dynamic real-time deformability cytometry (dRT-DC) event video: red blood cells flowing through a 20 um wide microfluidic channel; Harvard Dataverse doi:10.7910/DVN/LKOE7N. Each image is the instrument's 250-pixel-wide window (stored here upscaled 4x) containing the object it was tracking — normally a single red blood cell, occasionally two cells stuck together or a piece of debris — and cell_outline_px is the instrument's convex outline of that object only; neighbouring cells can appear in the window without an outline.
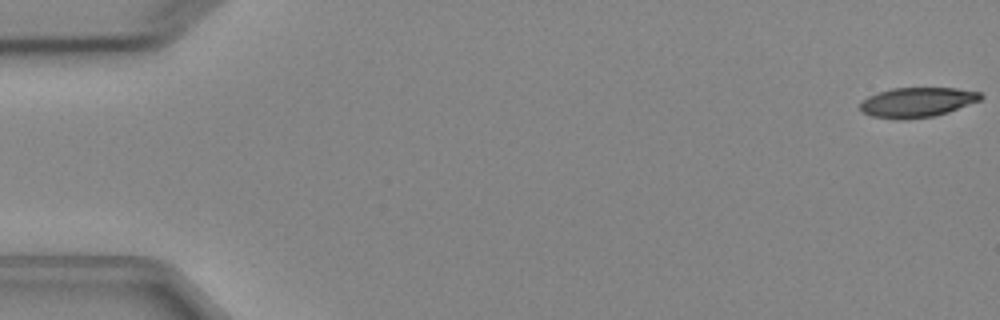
{"species": "Egyptian fruit bat (a non-hibernating species)", "species_latin": "Rousettus aegyptiacus", "temperature_condition": "cold", "stored_images_in_passage": 4, "camera_frame_rate_fps": 3000, "um_per_image_px": 0.085, "animal": {"sex": "female"}, "frame": {"image": 1, "passage_image": 1, "time_ms": 0.0, "image_size_px": [1000, 320], "cell_outline_px": [[984, 96], [980, 100], [948, 112], [932, 116], [904, 120], [896, 120], [872, 116], [864, 112], [860, 108], [860, 104], [868, 96], [892, 88], [956, 88], [980, 92]], "centroid_in_image_um": [77.96, 8.7], "position_along_channel_um": 7.0, "area_um2": 20.81}}